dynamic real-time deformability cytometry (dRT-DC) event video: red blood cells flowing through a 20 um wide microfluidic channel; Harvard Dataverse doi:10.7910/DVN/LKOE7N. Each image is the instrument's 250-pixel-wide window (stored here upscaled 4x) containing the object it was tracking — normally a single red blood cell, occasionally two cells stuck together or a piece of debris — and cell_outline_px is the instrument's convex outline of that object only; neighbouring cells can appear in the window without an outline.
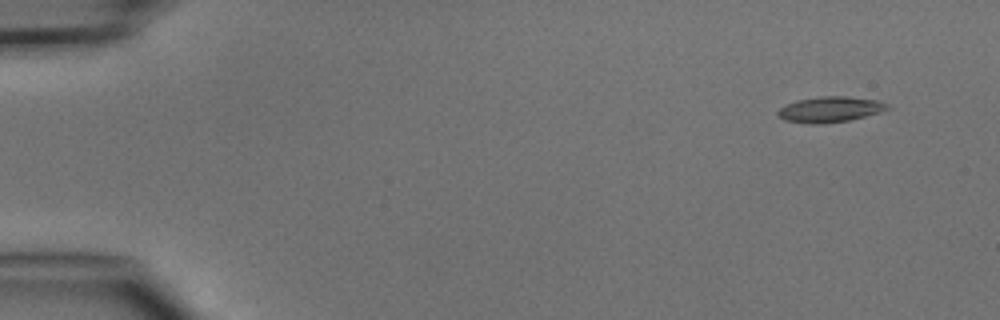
{"species": "common noctule bat (a hibernating species)", "species_latin": "Nyctalus noctula", "temperature_condition": "cold", "stored_images_in_passage": 4, "camera_frame_rate_fps": 3000, "um_per_image_px": 0.085, "animal": {"sex": "male", "body_mass_g": 15.6}, "frame": {"image": 1, "passage_image": 1, "time_ms": 0.0, "image_size_px": [1000, 320], "cell_outline_px": [[892, 108], [880, 112], [848, 120], [816, 124], [808, 124], [784, 120], [776, 112], [780, 108], [796, 100], [820, 96], [848, 96], [876, 100], [888, 104]], "centroid_in_image_um": [70.56, 9.29], "position_along_channel_um": 14.4, "area_um2": 16.24}}
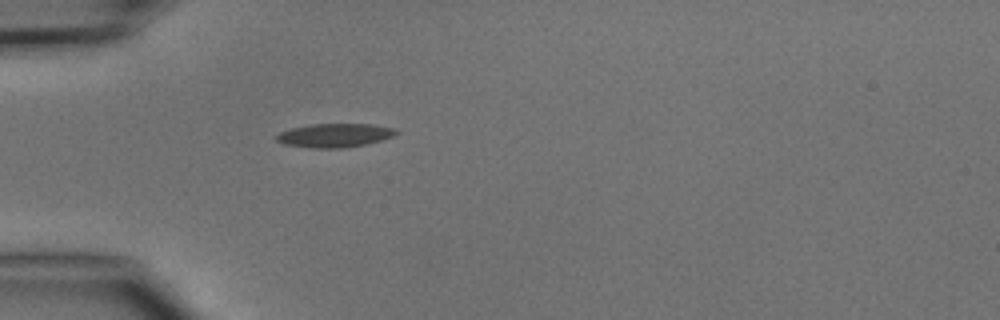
{"frame": {"image": 2, "passage_image": 4, "time_ms": 3.667, "image_size_px": [1000, 320], "cell_outline_px": [[400, 132], [396, 136], [364, 144], [340, 148], [312, 148], [284, 144], [276, 140], [272, 136], [280, 132], [292, 128], [312, 124], [372, 124], [396, 128]], "centroid_in_image_um": [28.46, 11.5], "position_along_channel_um": 56.5, "area_um2": 16.65}}